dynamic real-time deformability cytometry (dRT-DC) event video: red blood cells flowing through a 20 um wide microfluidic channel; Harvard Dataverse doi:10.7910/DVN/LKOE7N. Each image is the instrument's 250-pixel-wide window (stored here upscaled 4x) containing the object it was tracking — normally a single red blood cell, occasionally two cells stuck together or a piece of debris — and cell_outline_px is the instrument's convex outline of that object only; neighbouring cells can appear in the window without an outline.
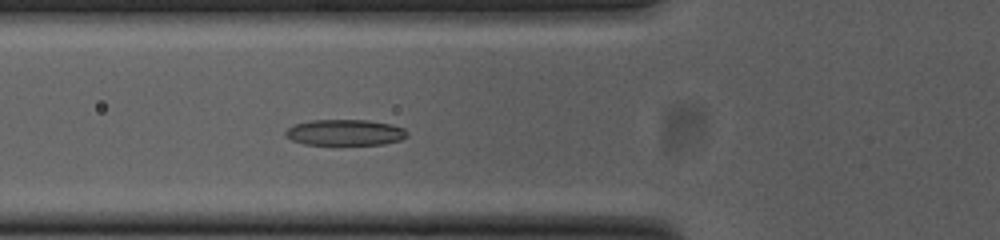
{"species": "common noctule bat (a hibernating species)", "species_latin": "Nyctalus noctula", "temperature_condition": "cold", "stored_images_in_passage": 49, "camera_frame_rate_fps": 3000, "um_per_image_px": 0.085, "animal": {"sex": "female", "body_mass_g": 23.0, "forearm_length_mm": 53.4}, "frame": {"image": 1, "passage_image": 15, "time_ms": 4.667, "image_size_px": [1000, 240], "cell_outline_px": [[408, 136], [400, 140], [384, 144], [304, 144], [292, 140], [284, 136], [284, 132], [292, 124], [308, 120], [368, 120], [392, 124], [404, 128], [408, 132]], "centroid_in_image_um": [29.31, 11.25], "position_along_channel_um": 96.5, "area_um2": 18.55}}
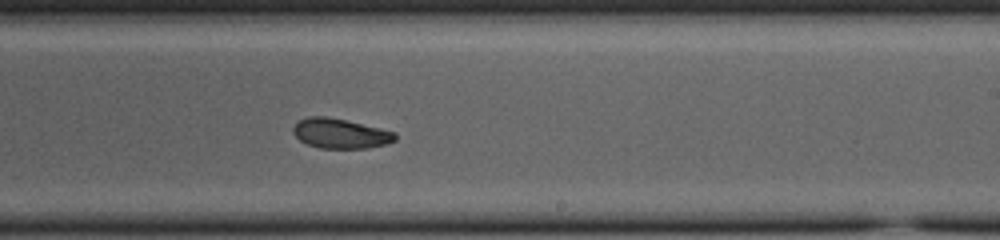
{"frame": {"image": 2, "passage_image": 28, "time_ms": 9.0, "image_size_px": [1000, 240], "cell_outline_px": [[396, 140], [388, 144], [368, 148], [320, 148], [308, 144], [300, 140], [292, 132], [292, 128], [300, 120], [308, 116], [328, 116], [380, 128], [396, 132]], "centroid_in_image_um": [28.95, 11.35], "position_along_channel_um": 260.1, "area_um2": 17.74}}
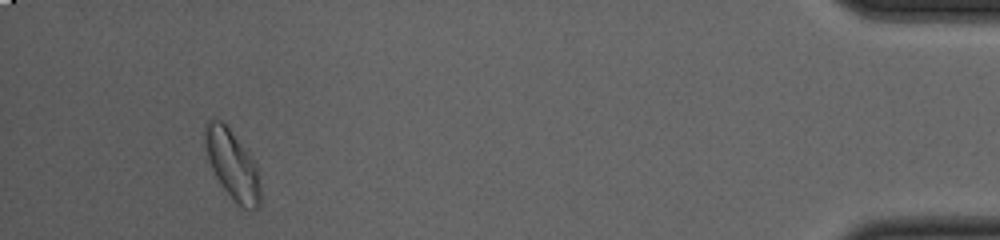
{"frame": {"image": 3, "passage_image": 46, "time_ms": 15.0, "image_size_px": [1000, 240], "cell_outline_px": [[260, 204], [256, 208], [244, 208], [236, 204], [224, 188], [216, 176], [212, 168], [204, 144], [204, 128], [208, 120], [220, 120], [228, 128], [244, 148], [252, 160], [256, 168], [260, 184]], "centroid_in_image_um": [19.73, 14.02], "position_along_channel_um": 415.5, "area_um2": 21.56}, "authors_computed_cell_mechanics": {"area_um2": 18.7272, "velocity_mm_per_s": 3.7764, "shape_relaxation_time_tau1_ms": 5.0652, "shape_relaxation_time_tau2_ms": 3.3434, "deformation_change_tau1": 0.1588, "deformation_change_tau2": 0.0762}}